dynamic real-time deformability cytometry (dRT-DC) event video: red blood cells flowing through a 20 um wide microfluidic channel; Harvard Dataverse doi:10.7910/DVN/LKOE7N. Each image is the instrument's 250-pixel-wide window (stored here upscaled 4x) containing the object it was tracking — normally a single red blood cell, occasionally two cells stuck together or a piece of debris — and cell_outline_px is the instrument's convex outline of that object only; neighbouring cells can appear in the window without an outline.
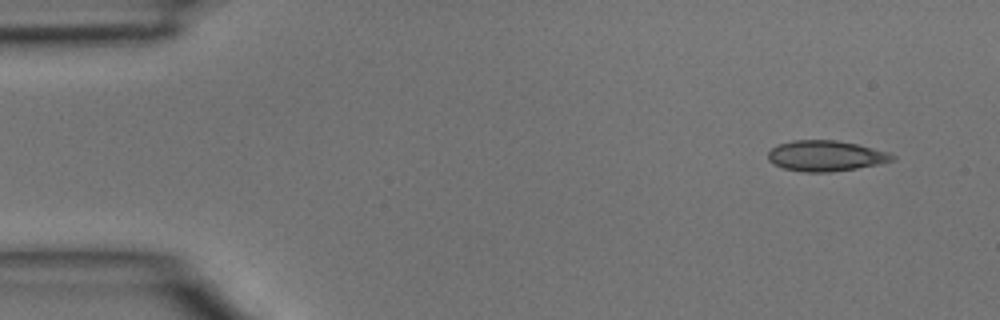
{"species": "common noctule bat (a hibernating species)", "species_latin": "Nyctalus noctula", "temperature_condition": "room temperature", "stored_images_in_passage": 3, "camera_frame_rate_fps": 3000, "um_per_image_px": 0.085, "animal": {"sex": "male", "body_mass_g": 15.6}, "frame": {"image": 1, "passage_image": 1, "time_ms": 0.0, "image_size_px": [1000, 320], "cell_outline_px": [[896, 160], [856, 168], [828, 172], [804, 172], [784, 168], [772, 164], [768, 160], [768, 152], [776, 144], [792, 140], [836, 140], [856, 144], [888, 152], [896, 156]], "centroid_in_image_um": [70.14, 13.24], "position_along_channel_um": 14.9, "area_um2": 22.14}}
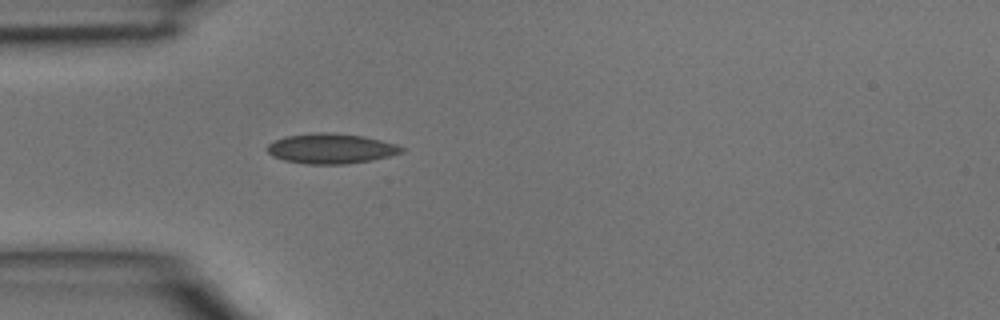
{"frame": {"image": 2, "passage_image": 3, "time_ms": 0.667, "image_size_px": [1000, 320], "cell_outline_px": [[404, 152], [372, 160], [348, 164], [304, 164], [284, 160], [272, 156], [268, 152], [268, 144], [284, 136], [316, 132], [332, 132], [364, 136], [396, 144], [404, 148]], "centroid_in_image_um": [28.13, 12.62], "position_along_channel_um": 56.9, "area_um2": 23.64}}